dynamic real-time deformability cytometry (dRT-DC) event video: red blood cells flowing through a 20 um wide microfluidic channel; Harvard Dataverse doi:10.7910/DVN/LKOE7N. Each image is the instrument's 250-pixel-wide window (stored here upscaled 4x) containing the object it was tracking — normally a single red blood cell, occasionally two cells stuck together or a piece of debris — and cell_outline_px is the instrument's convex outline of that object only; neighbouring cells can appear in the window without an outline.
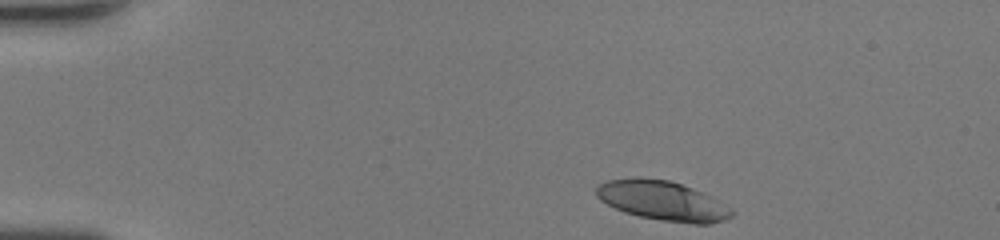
{"species": "human", "species_latin": "Homo sapiens", "temperature_condition": "room temperature", "stored_images_in_passage": 36, "camera_frame_rate_fps": 3000, "um_per_image_px": 0.085, "donor": {"sex": "female"}, "frame": {"image": 1, "passage_image": 1, "time_ms": 0.0, "image_size_px": [1000, 240], "cell_outline_px": [[736, 212], [732, 216], [724, 220], [708, 224], [696, 224], [660, 220], [640, 216], [624, 212], [600, 200], [596, 196], [596, 184], [608, 180], [640, 176], [668, 180], [704, 192], [720, 200], [732, 208]], "centroid_in_image_um": [56.34, 17.05], "position_along_channel_um": 28.7, "area_um2": 31.56}}
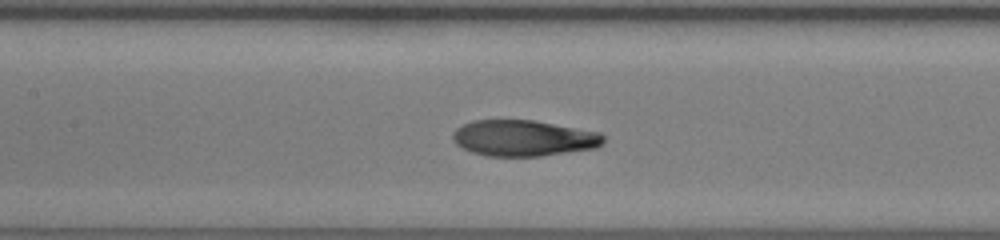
{"frame": {"image": 2, "passage_image": 16, "time_ms": 5.0, "image_size_px": [1000, 240], "cell_outline_px": [[604, 144], [596, 148], [540, 156], [488, 156], [472, 152], [456, 144], [452, 140], [452, 132], [456, 128], [472, 120], [532, 120], [600, 132], [604, 136]], "centroid_in_image_um": [44.5, 11.74], "position_along_channel_um": 162.9, "area_um2": 31.67}}
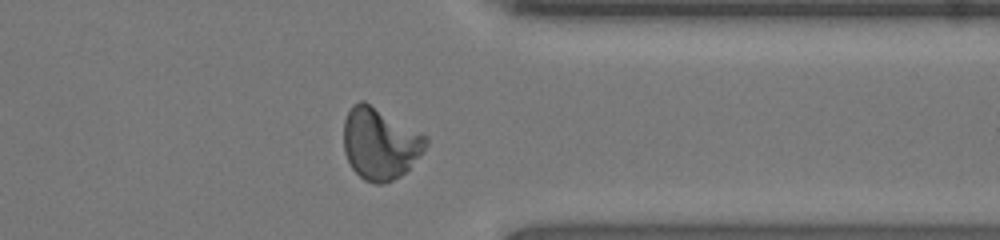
{"frame": {"image": 3, "passage_image": 31, "time_ms": 10.0, "image_size_px": [1000, 240], "cell_outline_px": [[428, 144], [408, 168], [400, 176], [384, 184], [376, 184], [364, 180], [352, 168], [344, 152], [344, 120], [352, 104], [360, 100], [364, 100], [428, 136]], "centroid_in_image_um": [32.28, 12.19], "position_along_channel_um": 379.1, "area_um2": 34.22}, "authors_computed_cell_mechanics": {"area_um2": 32.1946, "velocity_mm_per_s": 4.3992, "shape_relaxation_time_tau1_ms": 5.0656, "shape_relaxation_time_tau2_ms": 0.8472, "deformation_change_tau1": 0.2336, "deformation_change_tau2": 0.0626}}